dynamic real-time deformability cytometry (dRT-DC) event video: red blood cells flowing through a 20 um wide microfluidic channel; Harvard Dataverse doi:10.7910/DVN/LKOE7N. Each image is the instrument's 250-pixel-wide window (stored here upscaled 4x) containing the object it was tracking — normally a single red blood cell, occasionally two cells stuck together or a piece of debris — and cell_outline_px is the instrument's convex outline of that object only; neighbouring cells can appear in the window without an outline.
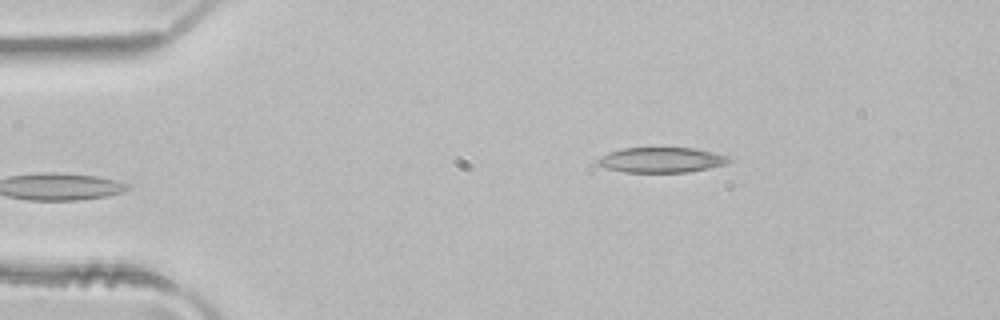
{"species": "common noctule bat (a hibernating species)", "species_latin": "Nyctalus noctula", "temperature_condition": "room temperature", "stored_images_in_passage": 2, "camera_frame_rate_fps": 3000, "um_per_image_px": 0.085, "animal": {"sex": "male", "body_mass_g": 21.5, "forearm_length_mm": 52.0}, "frame": {"image": 1, "passage_image": 2, "time_ms": 0.333, "image_size_px": [1000, 320], "cell_outline_px": [[732, 160], [728, 164], [688, 172], [624, 172], [608, 168], [596, 164], [596, 160], [600, 156], [608, 152], [624, 148], [696, 148], [728, 156]], "centroid_in_image_um": [56.22, 13.59], "position_along_channel_um": 28.8, "area_um2": 19.31}}